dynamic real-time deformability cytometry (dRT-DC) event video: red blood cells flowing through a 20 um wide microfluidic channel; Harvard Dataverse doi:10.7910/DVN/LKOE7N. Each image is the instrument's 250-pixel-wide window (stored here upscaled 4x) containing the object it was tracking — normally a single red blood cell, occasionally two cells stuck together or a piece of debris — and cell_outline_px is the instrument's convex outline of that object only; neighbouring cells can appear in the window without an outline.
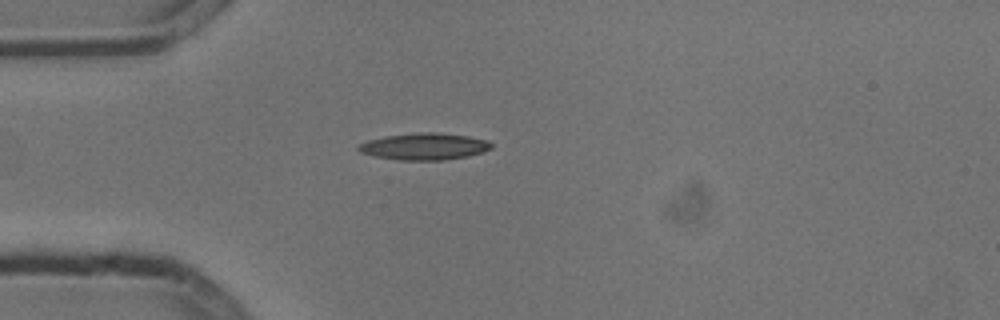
{"species": "common noctule bat (a hibernating species)", "species_latin": "Nyctalus noctula", "temperature_condition": "cold", "stored_images_in_passage": 3, "camera_frame_rate_fps": 3000, "um_per_image_px": 0.085, "animal": {"sex": "male", "body_mass_g": 13.3}, "frame": {"image": 1, "passage_image": 3, "time_ms": 0.667, "image_size_px": [1000, 320], "cell_outline_px": [[492, 148], [484, 152], [468, 156], [444, 160], [396, 160], [372, 156], [360, 152], [356, 148], [360, 144], [368, 140], [384, 136], [416, 132], [436, 132], [468, 136], [488, 140], [492, 144]], "centroid_in_image_um": [36.06, 12.45], "position_along_channel_um": 48.9, "area_um2": 20.98}}